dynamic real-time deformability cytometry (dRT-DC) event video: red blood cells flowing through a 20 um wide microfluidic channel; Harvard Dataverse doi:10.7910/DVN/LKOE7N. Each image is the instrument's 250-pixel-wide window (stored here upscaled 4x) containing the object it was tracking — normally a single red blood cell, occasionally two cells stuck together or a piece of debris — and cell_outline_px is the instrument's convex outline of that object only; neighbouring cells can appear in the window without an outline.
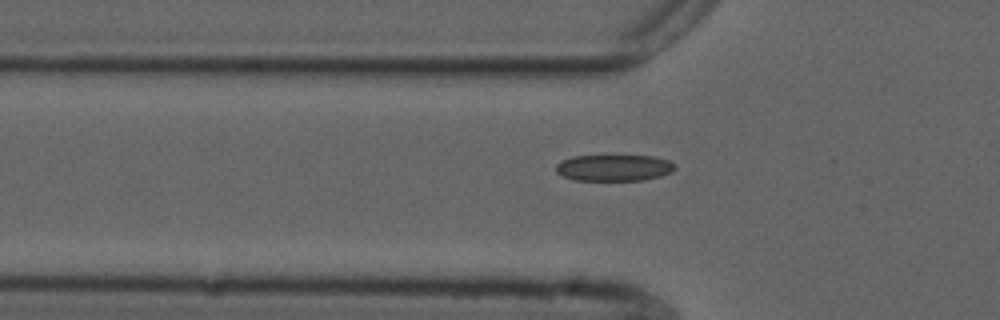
{"species": "common noctule bat (a hibernating species)", "species_latin": "Nyctalus noctula", "temperature_condition": "cold", "stored_images_in_passage": 38, "camera_frame_rate_fps": 3000, "um_per_image_px": 0.085, "animal": {"sex": "male", "forearm_length_mm": 52.5}, "frame": {"image": 1, "passage_image": 8, "time_ms": 2.333, "image_size_px": [1000, 320], "cell_outline_px": [[676, 168], [672, 172], [660, 176], [644, 180], [572, 180], [556, 172], [556, 164], [560, 160], [572, 156], [652, 156], [668, 160], [676, 164]], "centroid_in_image_um": [52.18, 14.26], "position_along_channel_um": 73.6, "area_um2": 18.38}}
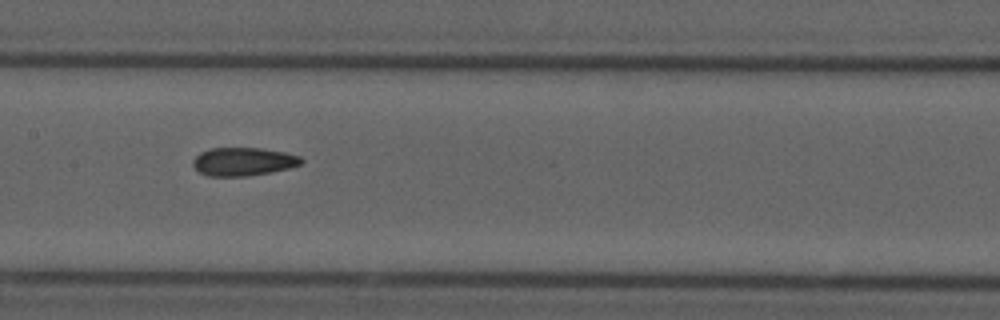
{"frame": {"image": 2, "passage_image": 17, "time_ms": 5.333, "image_size_px": [1000, 320], "cell_outline_px": [[304, 160], [300, 164], [288, 168], [272, 172], [248, 176], [208, 176], [200, 172], [192, 164], [192, 160], [200, 152], [212, 148], [260, 148], [284, 152], [300, 156]], "centroid_in_image_um": [20.67, 13.74], "position_along_channel_um": 186.7, "area_um2": 17.8}}
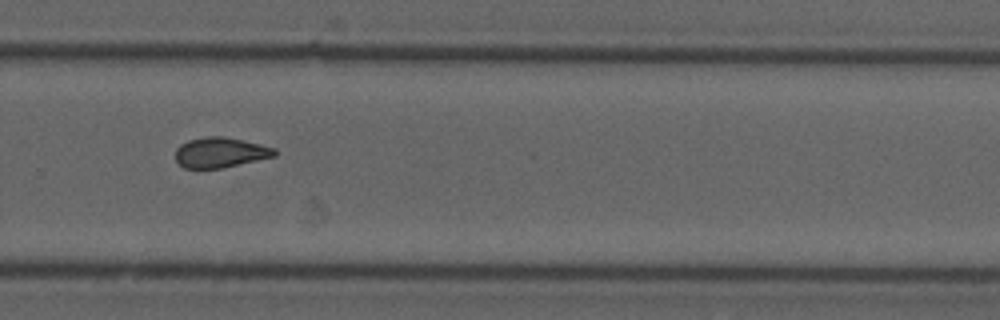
{"frame": {"image": 3, "passage_image": 27, "time_ms": 8.667, "image_size_px": [1000, 320], "cell_outline_px": [[276, 156], [220, 168], [184, 168], [176, 160], [176, 148], [180, 144], [188, 140], [204, 136], [224, 136], [244, 140], [276, 148]], "centroid_in_image_um": [18.72, 12.94], "position_along_channel_um": 311.1, "area_um2": 17.46}, "authors_computed_cell_mechanics": {"area_um2": 18.0336, "velocity_mm_per_s": 3.7479, "shape_relaxation_time_tau1_ms": null, "shape_relaxation_time_tau2_ms": 3.0178, "deformation_change_tau1": null, "deformation_change_tau2": 0.094}}